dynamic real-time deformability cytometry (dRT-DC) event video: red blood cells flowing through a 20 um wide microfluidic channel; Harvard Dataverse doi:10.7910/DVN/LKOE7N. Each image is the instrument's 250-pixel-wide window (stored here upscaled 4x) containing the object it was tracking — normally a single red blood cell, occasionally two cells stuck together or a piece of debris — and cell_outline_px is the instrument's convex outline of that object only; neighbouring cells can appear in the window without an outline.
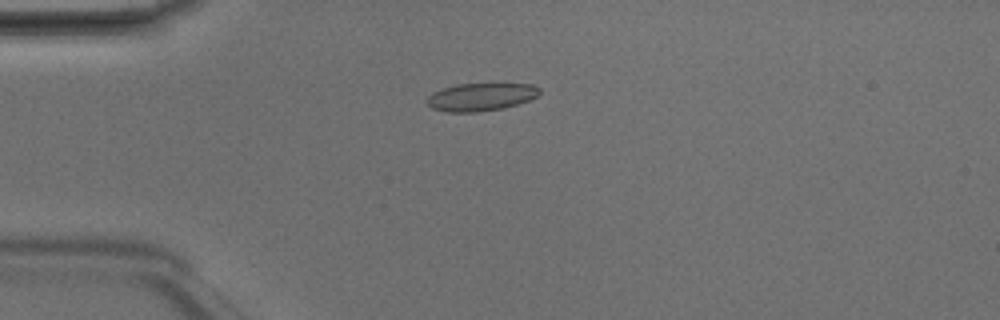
{"species": "Egyptian fruit bat (a non-hibernating species)", "species_latin": "Rousettus aegyptiacus", "temperature_condition": "room temperature", "stored_images_in_passage": 49, "camera_frame_rate_fps": 3000, "um_per_image_px": 0.085, "animal": {"sex": "male"}, "frame": {"image": 1, "passage_image": 13, "time_ms": 4.0, "image_size_px": [1000, 320], "cell_outline_px": [[540, 92], [536, 96], [528, 100], [516, 104], [500, 108], [476, 112], [444, 112], [432, 108], [428, 104], [428, 96], [432, 92], [456, 84], [532, 84], [540, 88]], "centroid_in_image_um": [40.84, 8.24], "position_along_channel_um": 44.2, "area_um2": 17.98}}
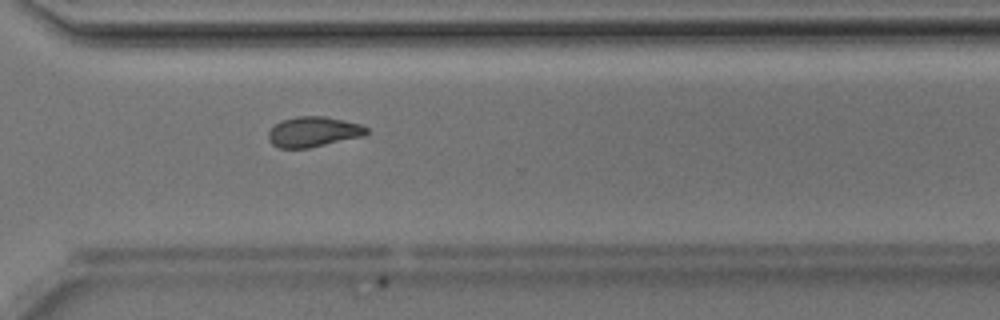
{"frame": {"image": 2, "passage_image": 36, "time_ms": 11.667, "image_size_px": [1000, 320], "cell_outline_px": [[368, 132], [364, 136], [308, 148], [280, 148], [272, 144], [268, 140], [268, 132], [280, 120], [296, 116], [324, 116], [344, 120], [360, 124], [368, 128]], "centroid_in_image_um": [26.63, 11.2], "position_along_channel_um": 344.0, "area_um2": 17.34}}
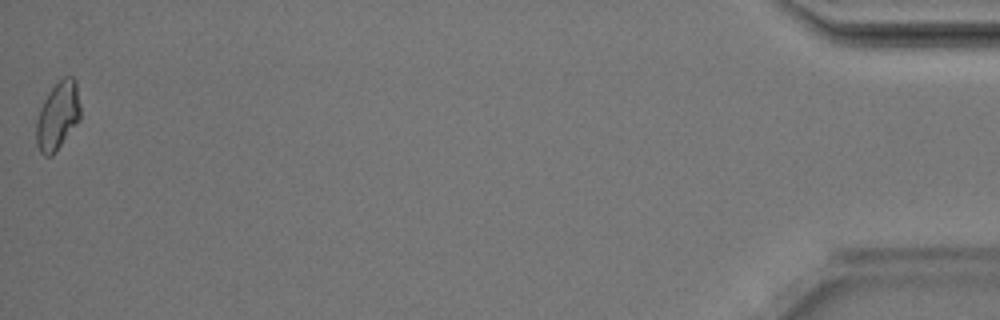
{"frame": {"image": 3, "passage_image": 49, "time_ms": 16.0, "image_size_px": [1000, 320], "cell_outline_px": [[80, 120], [56, 152], [52, 156], [44, 156], [40, 152], [36, 144], [36, 120], [40, 108], [44, 100], [52, 88], [64, 76], [72, 76], [76, 80], [80, 104]], "centroid_in_image_um": [4.91, 9.87], "position_along_channel_um": 430.3, "area_um2": 17.63}, "authors_computed_cell_mechanics": {"area_um2": 17.5712, "velocity_mm_per_s": 4.2011, "shape_relaxation_time_tau1_ms": null, "shape_relaxation_time_tau2_ms": 4.4875, "deformation_change_tau1": null, "deformation_change_tau2": 0.085}}